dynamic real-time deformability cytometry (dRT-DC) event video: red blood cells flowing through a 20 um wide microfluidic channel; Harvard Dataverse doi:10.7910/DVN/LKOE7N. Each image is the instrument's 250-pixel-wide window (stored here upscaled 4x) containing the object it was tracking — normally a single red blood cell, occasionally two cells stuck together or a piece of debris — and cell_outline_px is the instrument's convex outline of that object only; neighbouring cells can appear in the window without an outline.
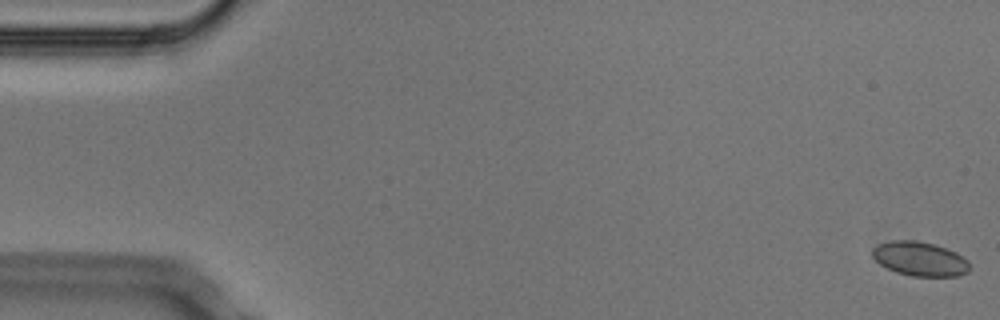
{"species": "Egyptian fruit bat (a non-hibernating species)", "species_latin": "Rousettus aegyptiacus", "temperature_condition": "cold", "stored_images_in_passage": 5, "segment_of_instrument_passage": [2, 2], "camera_frame_rate_fps": 3000, "um_per_image_px": 0.085, "animal": {"sex": "male"}, "frame": {"image": 1, "passage_image": 5, "time_ms": 1.333, "image_size_px": [1000, 320], "cell_outline_px": [[968, 272], [956, 276], [912, 276], [896, 272], [880, 264], [872, 256], [872, 248], [876, 244], [892, 240], [916, 240], [936, 244], [956, 252], [968, 260]], "centroid_in_image_um": [78.16, 21.98], "position_along_channel_um": 6.8, "area_um2": 19.48}}